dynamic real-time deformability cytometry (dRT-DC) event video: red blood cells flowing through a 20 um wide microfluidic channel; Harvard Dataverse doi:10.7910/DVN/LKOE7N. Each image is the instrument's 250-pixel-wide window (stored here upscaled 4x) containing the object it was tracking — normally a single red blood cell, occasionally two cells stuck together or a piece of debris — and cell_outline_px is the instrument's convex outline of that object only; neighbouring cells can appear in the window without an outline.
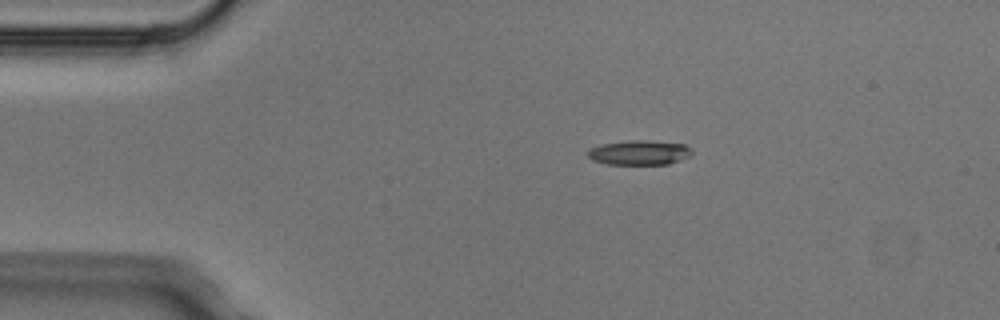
{"species": "Egyptian fruit bat (a non-hibernating species)", "species_latin": "Rousettus aegyptiacus", "temperature_condition": "cold", "stored_images_in_passage": 3, "camera_frame_rate_fps": 3000, "um_per_image_px": 0.085, "animal": {"sex": "male"}, "frame": {"image": 1, "passage_image": 1, "time_ms": 0.0, "image_size_px": [1000, 320], "cell_outline_px": [[692, 156], [668, 164], [608, 164], [592, 160], [588, 156], [588, 152], [592, 148], [600, 144], [632, 140], [644, 140], [684, 144], [692, 152]], "centroid_in_image_um": [54.35, 12.97], "position_along_channel_um": 30.7, "area_um2": 14.8}}
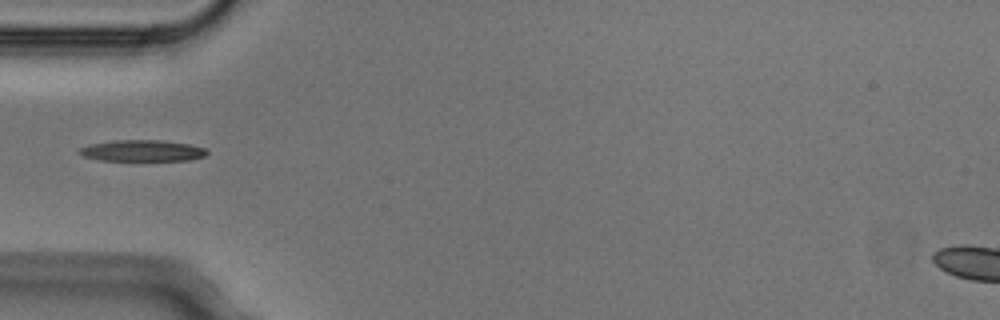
{"frame": {"image": 2, "passage_image": 3, "time_ms": 0.667, "image_size_px": [1000, 320], "cell_outline_px": [[208, 152], [204, 156], [188, 160], [100, 160], [84, 156], [76, 152], [80, 148], [88, 144], [116, 140], [160, 140], [188, 144], [208, 148]], "centroid_in_image_um": [12.08, 12.8], "position_along_channel_um": 72.9, "area_um2": 15.78}}